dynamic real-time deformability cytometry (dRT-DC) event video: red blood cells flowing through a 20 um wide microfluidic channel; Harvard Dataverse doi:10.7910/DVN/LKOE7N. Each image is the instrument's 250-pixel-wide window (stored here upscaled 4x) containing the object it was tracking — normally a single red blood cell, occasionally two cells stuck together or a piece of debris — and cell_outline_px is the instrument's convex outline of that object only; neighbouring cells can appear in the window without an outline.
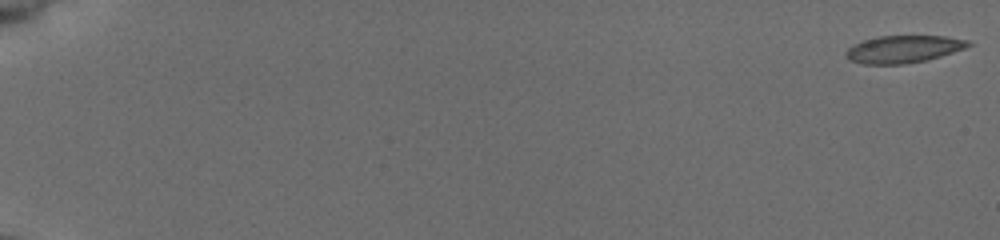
{"species": "common noctule bat (a hibernating species)", "species_latin": "Nyctalus noctula", "temperature_condition": "cold", "stored_images_in_passage": 54, "camera_frame_rate_fps": 3000, "um_per_image_px": 0.085, "animal": {"sex": "female", "body_mass_g": 19.5, "forearm_length_mm": 54.1}, "frame": {"image": 1, "passage_image": 1, "time_ms": 0.0, "image_size_px": [1000, 240], "cell_outline_px": [[972, 44], [964, 48], [928, 60], [904, 64], [864, 64], [848, 60], [844, 52], [852, 44], [864, 40], [880, 36], [944, 36], [968, 40]], "centroid_in_image_um": [76.75, 4.18], "position_along_channel_um": 8.3, "area_um2": 19.48}}
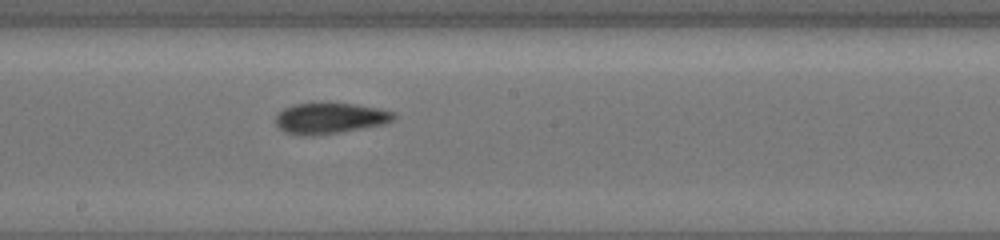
{"frame": {"image": 2, "passage_image": 33, "time_ms": 10.667, "image_size_px": [1000, 240], "cell_outline_px": [[396, 116], [392, 120], [384, 124], [340, 132], [312, 136], [304, 136], [284, 132], [276, 124], [276, 116], [284, 108], [296, 104], [356, 104], [396, 112]], "centroid_in_image_um": [28.05, 10.07], "position_along_channel_um": 220.2, "area_um2": 20.92}}
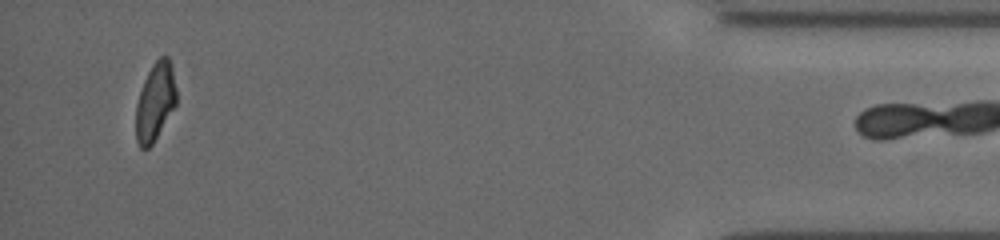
{"frame": {"image": 3, "passage_image": 53, "time_ms": 17.333, "image_size_px": [1000, 240], "cell_outline_px": [[176, 104], [152, 144], [148, 148], [140, 148], [136, 140], [136, 104], [144, 80], [152, 64], [160, 56], [168, 56], [172, 64], [176, 88]], "centroid_in_image_um": [13.19, 8.62], "position_along_channel_um": 422.0, "area_um2": 18.32}}